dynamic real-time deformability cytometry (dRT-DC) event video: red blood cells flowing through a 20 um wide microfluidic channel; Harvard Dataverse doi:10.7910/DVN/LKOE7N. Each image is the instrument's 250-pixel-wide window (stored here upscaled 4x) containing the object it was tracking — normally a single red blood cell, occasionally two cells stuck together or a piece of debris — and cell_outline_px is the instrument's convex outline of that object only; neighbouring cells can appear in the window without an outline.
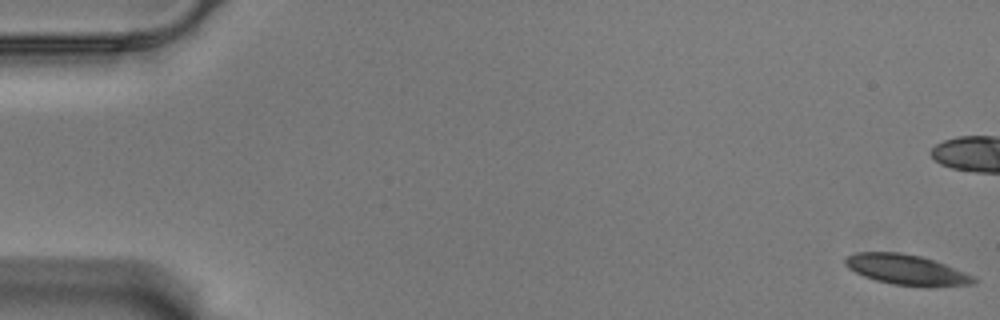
{"species": "Egyptian fruit bat (a non-hibernating species)", "species_latin": "Rousettus aegyptiacus", "temperature_condition": "warm", "stored_images_in_passage": 59, "camera_frame_rate_fps": 3000, "um_per_image_px": 0.085, "animal": {"sex": "male"}, "frame": {"image": 1, "passage_image": 1, "time_ms": 0.0, "image_size_px": [1000, 320], "cell_outline_px": [[976, 284], [928, 288], [892, 284], [876, 280], [864, 276], [848, 268], [844, 264], [844, 260], [848, 256], [856, 252], [900, 252], [920, 256], [944, 264], [976, 276]], "centroid_in_image_um": [77.1, 22.95], "position_along_channel_um": 7.9, "area_um2": 22.95}}
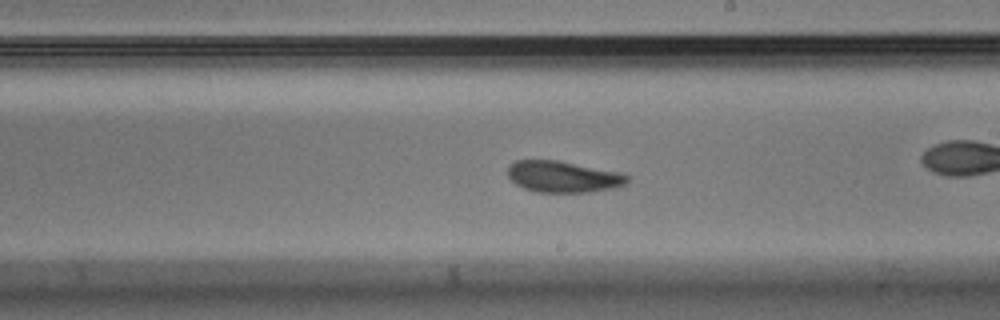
{"frame": {"image": 2, "passage_image": 34, "time_ms": 11.0, "image_size_px": [1000, 320], "cell_outline_px": [[628, 180], [624, 184], [612, 188], [588, 192], [536, 192], [524, 188], [516, 184], [508, 176], [508, 164], [516, 160], [556, 160], [620, 172], [628, 176]], "centroid_in_image_um": [47.82, 15.01], "position_along_channel_um": 241.2, "area_um2": 21.68}}
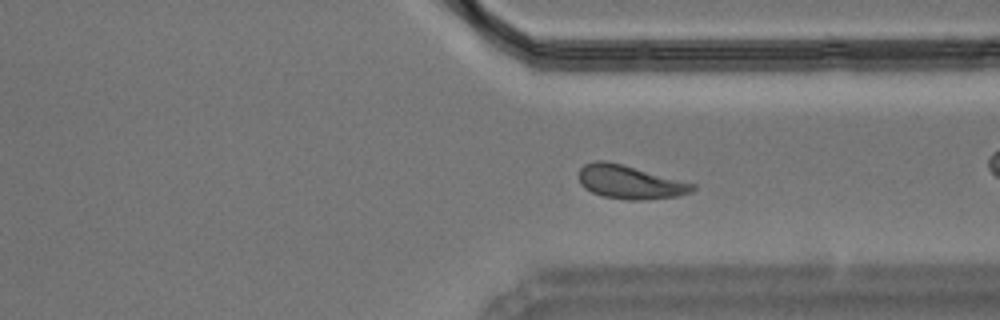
{"frame": {"image": 3, "passage_image": 44, "time_ms": 14.333, "image_size_px": [1000, 320], "cell_outline_px": [[696, 188], [680, 196], [648, 200], [628, 200], [604, 196], [592, 192], [584, 188], [580, 184], [580, 168], [584, 164], [596, 160], [604, 160], [624, 164], [696, 184]], "centroid_in_image_um": [53.55, 15.47], "position_along_channel_um": 357.8, "area_um2": 22.37}, "authors_computed_cell_mechanics": {"area_um2": 22.1374, "velocity_mm_per_s": 3.4968, "shape_relaxation_time_tau1_ms": 8.4543, "shape_relaxation_time_tau2_ms": 2.849, "deformation_change_tau1": 0.1827, "deformation_change_tau2": 0.0881}}